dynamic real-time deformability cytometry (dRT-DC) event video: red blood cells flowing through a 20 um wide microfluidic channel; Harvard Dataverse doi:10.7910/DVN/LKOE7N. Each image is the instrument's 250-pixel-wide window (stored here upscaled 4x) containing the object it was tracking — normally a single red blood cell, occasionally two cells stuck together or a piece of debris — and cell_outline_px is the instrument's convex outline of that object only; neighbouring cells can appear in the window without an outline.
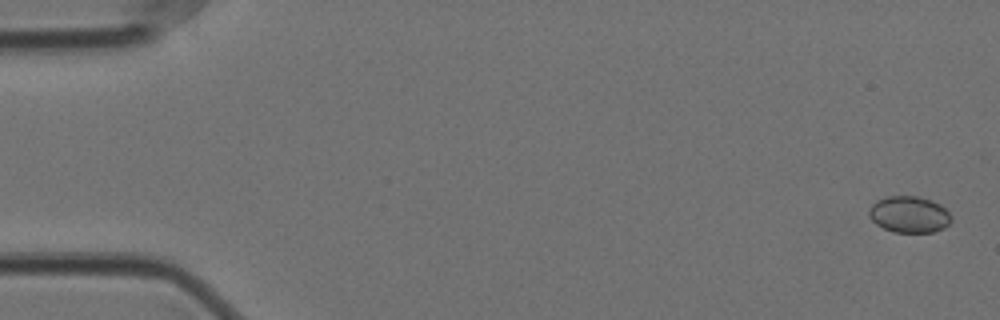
{"species": "Egyptian fruit bat (a non-hibernating species)", "species_latin": "Rousettus aegyptiacus", "temperature_condition": "cold", "stored_images_in_passage": 58, "camera_frame_rate_fps": 3000, "um_per_image_px": 0.085, "animal": {"sex": "female"}, "frame": {"image": 1, "passage_image": 2, "time_ms": 0.333, "image_size_px": [1000, 320], "cell_outline_px": [[952, 220], [944, 228], [932, 232], [892, 232], [876, 224], [868, 216], [868, 208], [876, 200], [888, 196], [916, 196], [940, 204], [948, 212]], "centroid_in_image_um": [77.24, 18.23], "position_along_channel_um": 7.8, "area_um2": 17.46}}
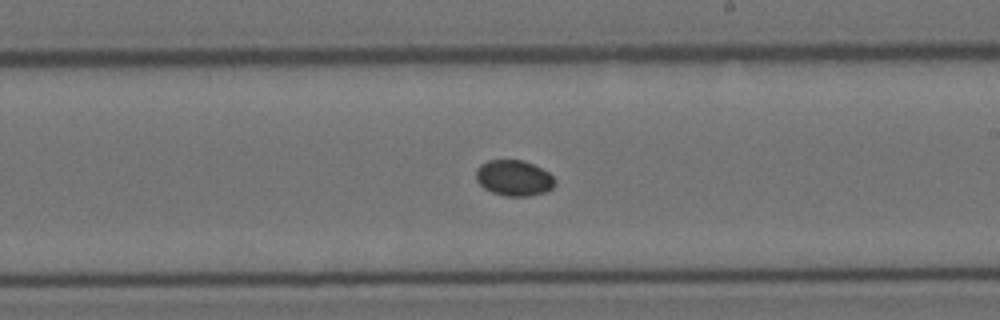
{"frame": {"image": 2, "passage_image": 34, "time_ms": 11.0, "image_size_px": [1000, 320], "cell_outline_px": [[556, 184], [552, 188], [544, 192], [528, 196], [504, 196], [492, 192], [484, 188], [476, 180], [476, 168], [480, 164], [488, 160], [524, 160], [548, 172], [556, 180]], "centroid_in_image_um": [43.67, 15.13], "position_along_channel_um": 245.3, "area_um2": 16.47}}
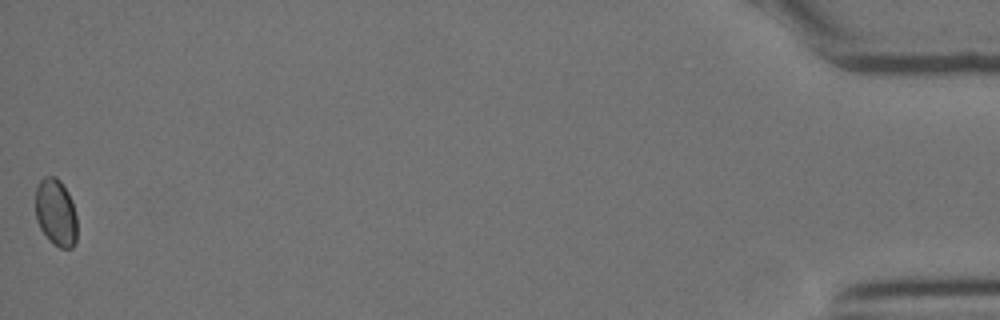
{"frame": {"image": 3, "passage_image": 58, "time_ms": 19.0, "image_size_px": [1000, 320], "cell_outline_px": [[76, 240], [72, 248], [60, 248], [40, 228], [36, 220], [36, 188], [40, 180], [44, 176], [56, 176], [60, 180], [68, 192], [72, 200], [76, 216]], "centroid_in_image_um": [4.75, 18.02], "position_along_channel_um": 430.4, "area_um2": 16.13}}